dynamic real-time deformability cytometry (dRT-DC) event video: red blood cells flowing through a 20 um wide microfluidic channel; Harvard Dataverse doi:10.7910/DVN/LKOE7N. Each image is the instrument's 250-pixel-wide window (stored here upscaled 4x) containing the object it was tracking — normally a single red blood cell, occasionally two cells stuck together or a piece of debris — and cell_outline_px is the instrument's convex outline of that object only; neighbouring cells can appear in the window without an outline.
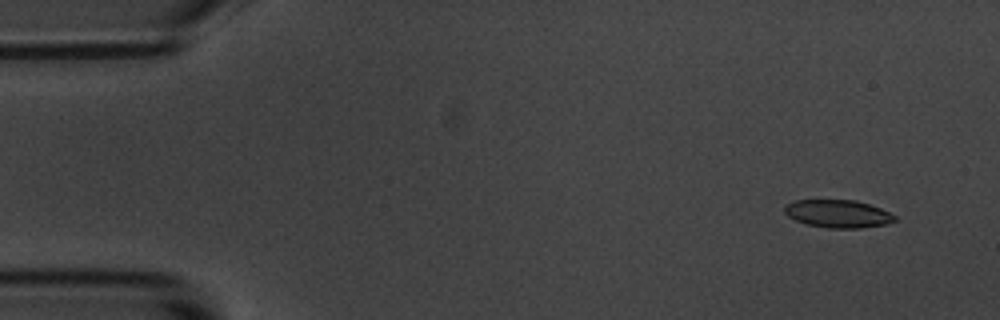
{"species": "common noctule bat (a hibernating species)", "species_latin": "Nyctalus noctula", "temperature_condition": "room temperature", "stored_images_in_passage": 5, "camera_frame_rate_fps": 3000, "um_per_image_px": 0.085, "animal": {"sex": "male", "body_mass_g": 20.1, "forearm_length_mm": 53.5}, "frame": {"image": 1, "passage_image": 1, "time_ms": 0.0, "image_size_px": [1000, 320], "cell_outline_px": [[896, 220], [884, 224], [860, 228], [828, 228], [808, 224], [796, 220], [788, 216], [784, 212], [784, 208], [788, 204], [796, 200], [856, 200], [880, 208], [896, 216]], "centroid_in_image_um": [71.22, 18.16], "position_along_channel_um": 13.8, "area_um2": 17.63}}
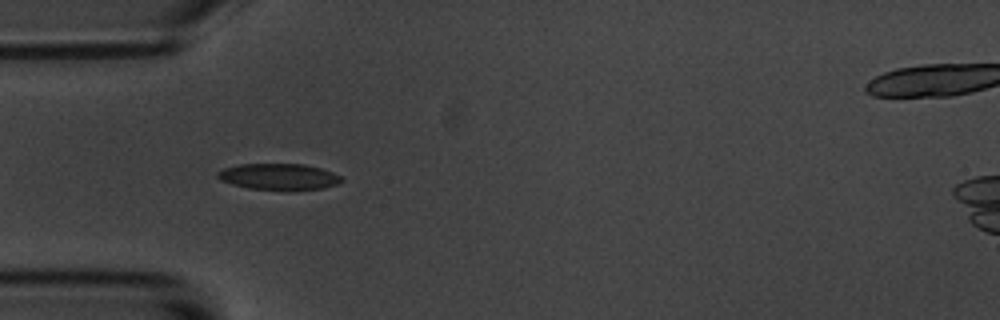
{"frame": {"image": 2, "passage_image": 4, "time_ms": 4.333, "image_size_px": [1000, 320], "cell_outline_px": [[344, 180], [340, 184], [324, 188], [288, 192], [248, 188], [232, 184], [220, 180], [216, 176], [216, 172], [224, 168], [240, 164], [304, 164], [320, 168], [332, 172], [340, 176]], "centroid_in_image_um": [23.73, 15.05], "position_along_channel_um": 61.3, "area_um2": 19.54}}